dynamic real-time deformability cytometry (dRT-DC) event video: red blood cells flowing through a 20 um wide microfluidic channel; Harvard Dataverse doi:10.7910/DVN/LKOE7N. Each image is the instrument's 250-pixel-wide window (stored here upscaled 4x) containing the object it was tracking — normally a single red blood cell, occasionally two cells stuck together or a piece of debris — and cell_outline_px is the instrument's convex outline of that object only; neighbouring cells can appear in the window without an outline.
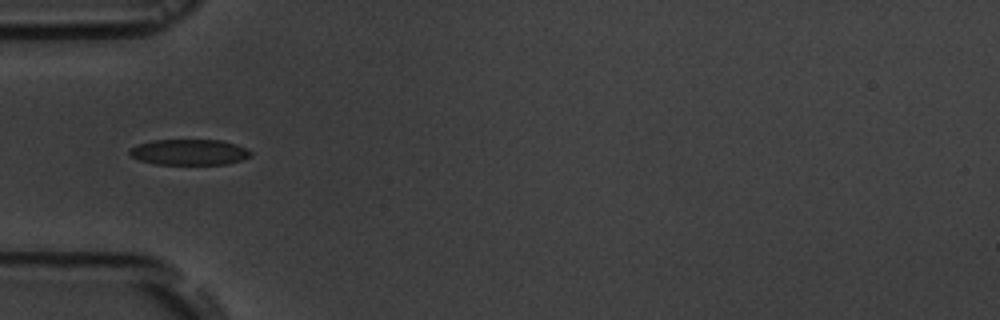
{"species": "common noctule bat (a hibernating species)", "species_latin": "Nyctalus noctula", "temperature_condition": "room temperature", "stored_images_in_passage": 12, "camera_frame_rate_fps": 3000, "um_per_image_px": 0.085, "animal": {"sex": "male", "body_mass_g": 19.5, "forearm_length_mm": 54.6}, "frame": {"image": 1, "passage_image": 1, "time_ms": 0.0, "image_size_px": [1000, 320], "cell_outline_px": [[252, 156], [228, 164], [156, 164], [140, 160], [132, 156], [128, 152], [128, 148], [152, 140], [220, 140], [236, 144], [252, 152]], "centroid_in_image_um": [16.08, 12.93], "position_along_channel_um": 68.9, "area_um2": 18.09}}
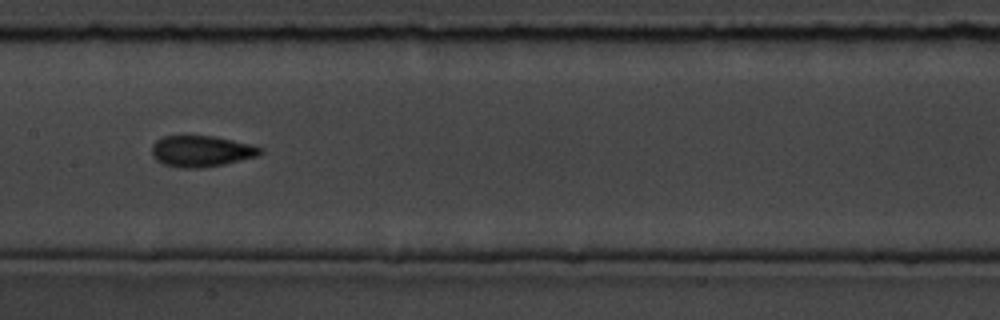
{"frame": {"image": 2, "passage_image": 4, "time_ms": 3.333, "image_size_px": [1000, 320], "cell_outline_px": [[264, 152], [256, 156], [224, 164], [200, 168], [180, 168], [164, 164], [156, 160], [152, 156], [152, 144], [156, 140], [164, 136], [212, 136], [252, 144], [260, 148]], "centroid_in_image_um": [17.08, 12.85], "position_along_channel_um": 190.3, "area_um2": 19.59}}
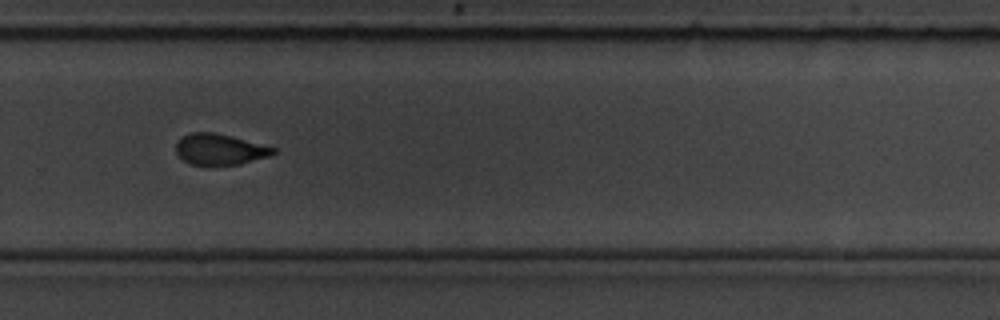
{"frame": {"image": 3, "passage_image": 7, "time_ms": 6.667, "image_size_px": [1000, 320], "cell_outline_px": [[280, 152], [272, 156], [240, 164], [188, 164], [176, 152], [176, 144], [180, 136], [192, 132], [212, 132], [276, 148]], "centroid_in_image_um": [18.7, 12.69], "position_along_channel_um": 311.1, "area_um2": 17.4}, "authors_computed_cell_mechanics": {"area_um2": 18.3804, "velocity_mm_per_s": 3.6368, "shape_relaxation_time_tau1_ms": 3.1823, "shape_relaxation_time_tau2_ms": null, "deformation_change_tau1": 0.0895, "deformation_change_tau2": null}}